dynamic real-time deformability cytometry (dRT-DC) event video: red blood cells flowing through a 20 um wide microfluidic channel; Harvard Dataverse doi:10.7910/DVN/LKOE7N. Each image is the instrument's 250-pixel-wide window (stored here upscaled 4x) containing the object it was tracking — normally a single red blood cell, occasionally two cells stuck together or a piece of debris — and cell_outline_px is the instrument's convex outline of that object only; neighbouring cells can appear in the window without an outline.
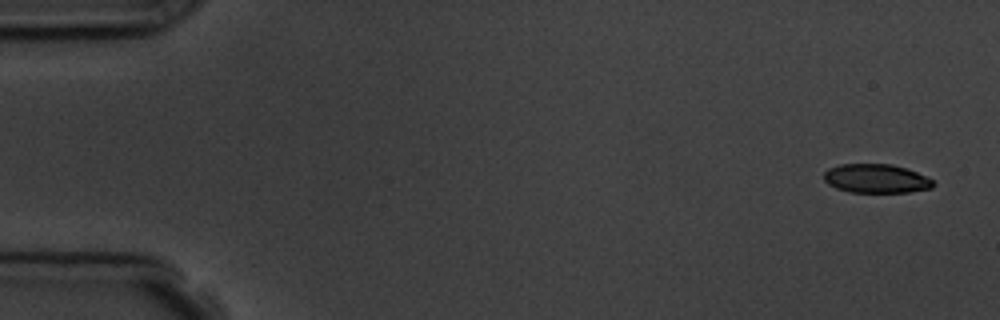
{"species": "common noctule bat (a hibernating species)", "species_latin": "Nyctalus noctula", "temperature_condition": "room temperature", "stored_images_in_passage": 5, "camera_frame_rate_fps": 3000, "um_per_image_px": 0.085, "animal": {"sex": "male", "body_mass_g": 19.5, "forearm_length_mm": 54.6}, "frame": {"image": 1, "passage_image": 1, "time_ms": 0.0, "image_size_px": [1000, 320], "cell_outline_px": [[936, 184], [932, 188], [908, 192], [852, 192], [836, 188], [828, 184], [824, 180], [824, 172], [828, 168], [840, 164], [892, 164], [916, 172], [932, 180]], "centroid_in_image_um": [74.45, 15.18], "position_along_channel_um": 10.5, "area_um2": 18.32}}
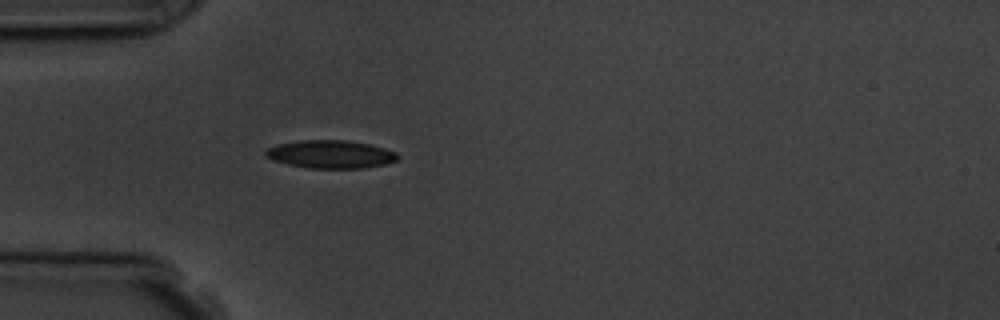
{"frame": {"image": 2, "passage_image": 5, "time_ms": 4.667, "image_size_px": [1000, 320], "cell_outline_px": [[400, 156], [396, 160], [384, 164], [364, 168], [308, 168], [288, 164], [272, 160], [264, 156], [264, 152], [268, 148], [276, 144], [300, 140], [348, 140], [368, 144], [384, 148], [396, 152]], "centroid_in_image_um": [28.07, 13.11], "position_along_channel_um": 56.9, "area_um2": 21.62}}